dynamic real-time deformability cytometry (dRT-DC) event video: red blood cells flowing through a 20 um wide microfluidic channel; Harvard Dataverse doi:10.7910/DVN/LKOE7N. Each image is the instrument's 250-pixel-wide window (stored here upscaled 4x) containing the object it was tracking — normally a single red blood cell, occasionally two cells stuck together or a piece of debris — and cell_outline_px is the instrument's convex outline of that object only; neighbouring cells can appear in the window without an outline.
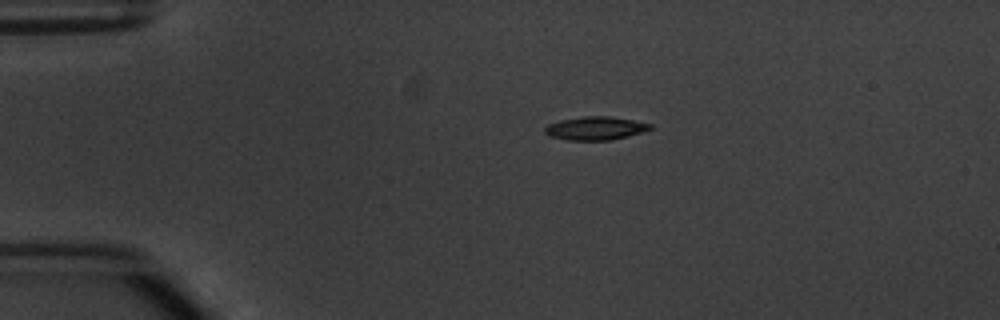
{"species": "common noctule bat (a hibernating species)", "species_latin": "Nyctalus noctula", "temperature_condition": "warm", "stored_images_in_passage": 3, "camera_frame_rate_fps": 3000, "um_per_image_px": 0.085, "animal": {"sex": "male", "body_mass_g": 20.1, "forearm_length_mm": 53.5}, "frame": {"image": 1, "passage_image": 1, "time_ms": 0.0, "image_size_px": [1000, 320], "cell_outline_px": [[652, 128], [644, 132], [612, 140], [568, 140], [548, 136], [544, 132], [544, 128], [548, 124], [560, 120], [584, 116], [612, 116], [652, 124]], "centroid_in_image_um": [50.6, 10.9], "position_along_channel_um": 34.4, "area_um2": 14.45}}